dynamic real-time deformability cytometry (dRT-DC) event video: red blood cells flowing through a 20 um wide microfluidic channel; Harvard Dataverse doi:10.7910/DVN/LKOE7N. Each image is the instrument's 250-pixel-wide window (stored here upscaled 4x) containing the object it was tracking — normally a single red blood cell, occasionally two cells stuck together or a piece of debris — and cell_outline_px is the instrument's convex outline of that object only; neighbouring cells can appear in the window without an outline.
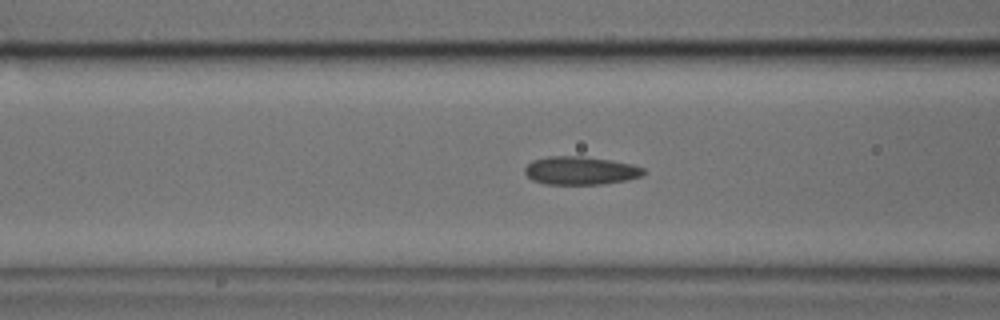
{"species": "common noctule bat (a hibernating species)", "species_latin": "Nyctalus noctula", "temperature_condition": "cold", "stored_images_in_passage": 50, "camera_frame_rate_fps": 3000, "um_per_image_px": 0.085, "animal": {"sex": "male", "body_mass_g": 17.9, "forearm_length_mm": 54.2}, "frame": {"image": 1, "passage_image": 18, "time_ms": 5.667, "image_size_px": [1000, 320], "cell_outline_px": [[644, 176], [628, 180], [604, 184], [544, 184], [532, 180], [524, 172], [524, 168], [532, 160], [548, 156], [584, 156], [612, 160], [632, 164], [644, 168]], "centroid_in_image_um": [49.36, 14.5], "position_along_channel_um": 117.2, "area_um2": 19.77}}
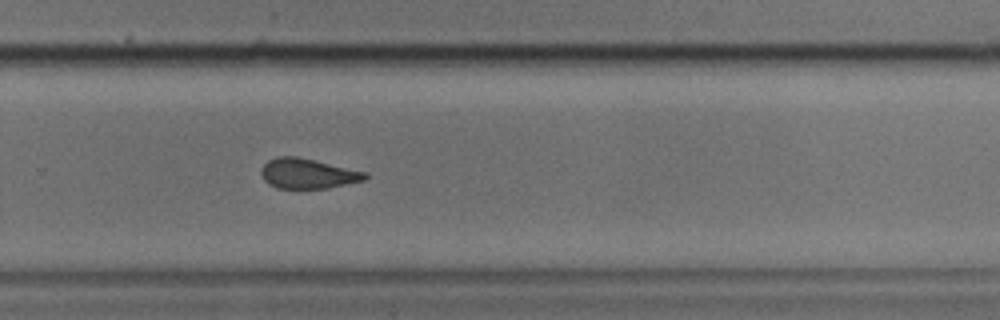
{"frame": {"image": 2, "passage_image": 32, "time_ms": 10.333, "image_size_px": [1000, 320], "cell_outline_px": [[368, 176], [364, 180], [328, 188], [276, 188], [268, 184], [264, 180], [260, 172], [260, 168], [268, 160], [276, 156], [296, 156], [368, 172]], "centroid_in_image_um": [26.13, 14.75], "position_along_channel_um": 303.7, "area_um2": 18.26}}
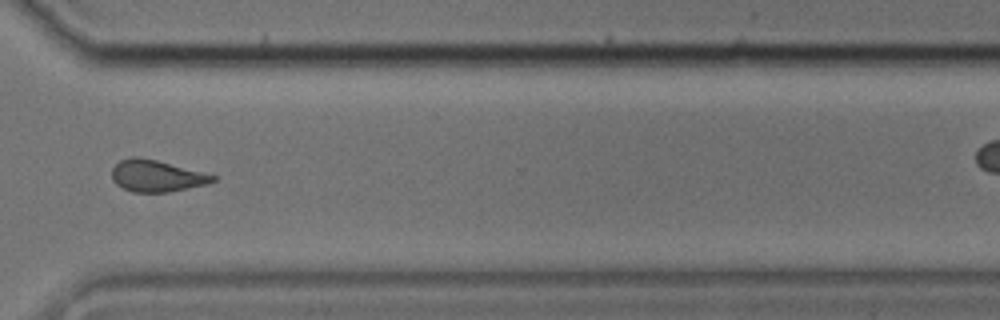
{"frame": {"image": 3, "passage_image": 36, "time_ms": 11.667, "image_size_px": [1000, 320], "cell_outline_px": [[216, 180], [208, 184], [168, 192], [132, 192], [116, 184], [112, 180], [112, 168], [120, 160], [132, 156], [136, 156], [156, 160], [216, 176]], "centroid_in_image_um": [13.27, 14.96], "position_along_channel_um": 357.3, "area_um2": 18.44}}